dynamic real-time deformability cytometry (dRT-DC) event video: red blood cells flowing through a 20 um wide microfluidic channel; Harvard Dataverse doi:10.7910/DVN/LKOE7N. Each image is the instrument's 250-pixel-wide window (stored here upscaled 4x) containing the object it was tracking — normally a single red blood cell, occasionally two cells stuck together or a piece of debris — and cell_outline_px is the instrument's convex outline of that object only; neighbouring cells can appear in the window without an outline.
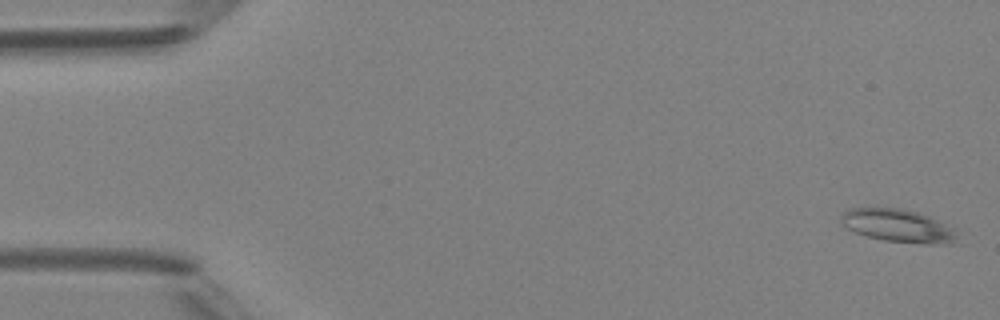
{"species": "Egyptian fruit bat (a non-hibernating species)", "species_latin": "Rousettus aegyptiacus", "temperature_condition": "room temperature", "stored_images_in_passage": 5, "camera_frame_rate_fps": 3000, "um_per_image_px": 0.085, "animal": {"sex": "female"}, "frame": {"image": 1, "passage_image": 1, "time_ms": 0.0, "image_size_px": [1000, 320], "cell_outline_px": [[956, 236], [952, 244], [924, 244], [884, 240], [868, 236], [856, 232], [840, 224], [840, 216], [848, 208], [904, 208], [928, 216], [952, 228], [956, 232]], "centroid_in_image_um": [76.29, 19.18], "position_along_channel_um": 8.7, "area_um2": 22.08}}